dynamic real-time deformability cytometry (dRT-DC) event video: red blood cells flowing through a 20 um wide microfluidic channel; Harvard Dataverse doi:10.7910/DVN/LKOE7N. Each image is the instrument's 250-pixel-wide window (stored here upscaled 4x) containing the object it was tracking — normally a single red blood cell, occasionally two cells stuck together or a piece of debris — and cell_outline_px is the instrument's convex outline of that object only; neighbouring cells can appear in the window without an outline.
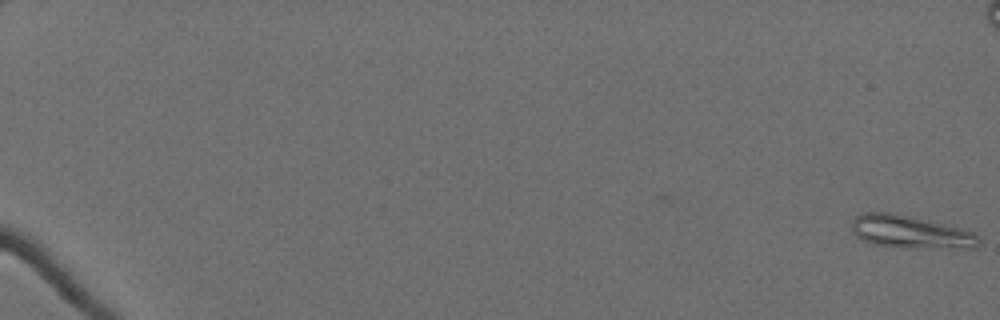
{"species": "Egyptian fruit bat (a non-hibernating species)", "species_latin": "Rousettus aegyptiacus", "temperature_condition": "cold", "stored_images_in_passage": 62, "camera_frame_rate_fps": 3000, "um_per_image_px": 0.085, "animal": {"sex": "female"}, "frame": {"image": 1, "passage_image": 1, "time_ms": 0.0, "image_size_px": [1000, 320], "cell_outline_px": [[980, 244], [976, 248], [900, 248], [872, 244], [856, 236], [852, 232], [852, 220], [860, 212], [896, 212], [960, 228], [972, 232], [980, 236]], "centroid_in_image_um": [77.38, 19.72], "position_along_channel_um": 7.6, "area_um2": 24.74}}
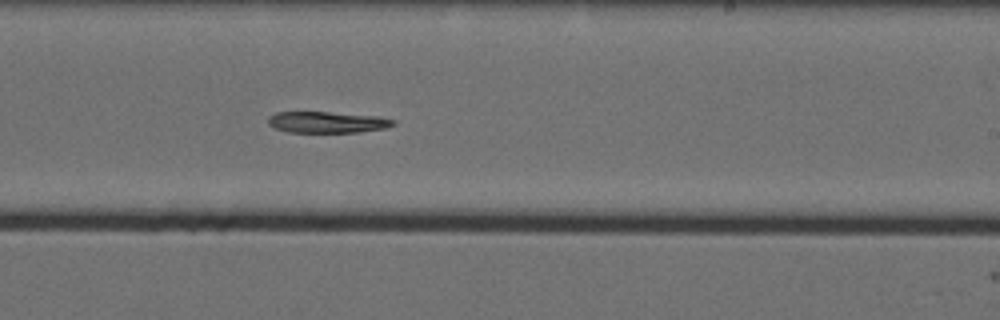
{"frame": {"image": 2, "passage_image": 41, "time_ms": 13.333, "image_size_px": [1000, 320], "cell_outline_px": [[396, 124], [388, 128], [360, 132], [288, 132], [272, 128], [268, 124], [268, 116], [276, 112], [328, 112], [380, 116], [396, 120]], "centroid_in_image_um": [27.83, 10.39], "position_along_channel_um": 261.2, "area_um2": 15.78}}
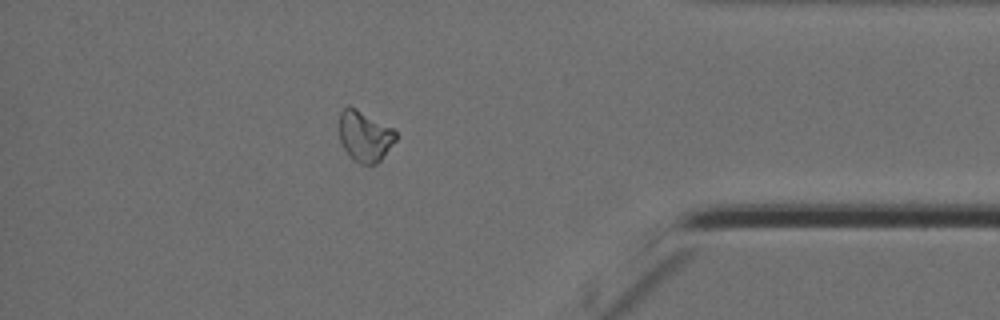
{"frame": {"image": 3, "passage_image": 55, "time_ms": 18.0, "image_size_px": [1000, 320], "cell_outline_px": [[396, 140], [380, 160], [376, 164], [360, 164], [352, 160], [344, 148], [340, 140], [340, 112], [348, 104], [356, 108], [392, 128], [396, 132]], "centroid_in_image_um": [30.99, 11.57], "position_along_channel_um": 404.2, "area_um2": 16.59}}